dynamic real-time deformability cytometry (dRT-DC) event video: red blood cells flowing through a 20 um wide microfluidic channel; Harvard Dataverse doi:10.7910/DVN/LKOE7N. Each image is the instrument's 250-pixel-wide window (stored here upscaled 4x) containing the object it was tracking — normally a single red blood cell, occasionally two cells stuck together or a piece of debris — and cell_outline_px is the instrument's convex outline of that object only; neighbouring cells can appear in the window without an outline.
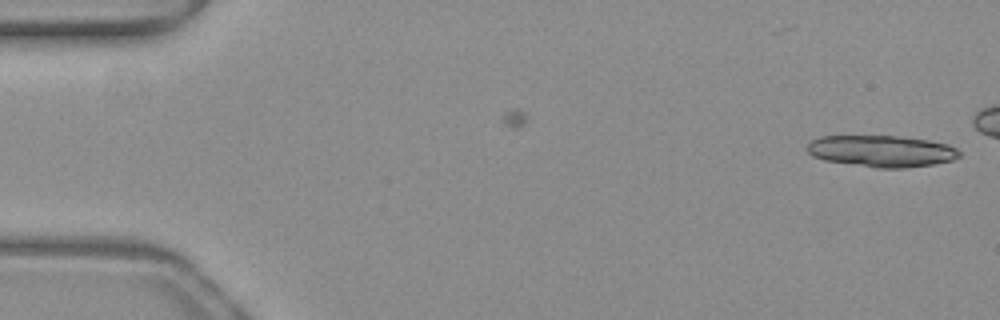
{"species": "common noctule bat (a hibernating species)", "species_latin": "Nyctalus noctula", "temperature_condition": "warm", "stored_images_in_passage": 26, "camera_frame_rate_fps": 3000, "um_per_image_px": 0.085, "animal": {"sex": "female", "body_mass_g": 19.3, "forearm_length_mm": 54.1}, "frame": {"image": 1, "passage_image": 1, "time_ms": 0.0, "image_size_px": [1000, 320], "cell_outline_px": [[960, 156], [952, 160], [932, 164], [904, 168], [876, 168], [824, 160], [812, 156], [804, 148], [812, 140], [820, 136], [896, 136], [928, 140], [948, 144], [956, 148], [960, 152]], "centroid_in_image_um": [74.9, 12.84], "position_along_channel_um": 10.1, "area_um2": 28.03}}
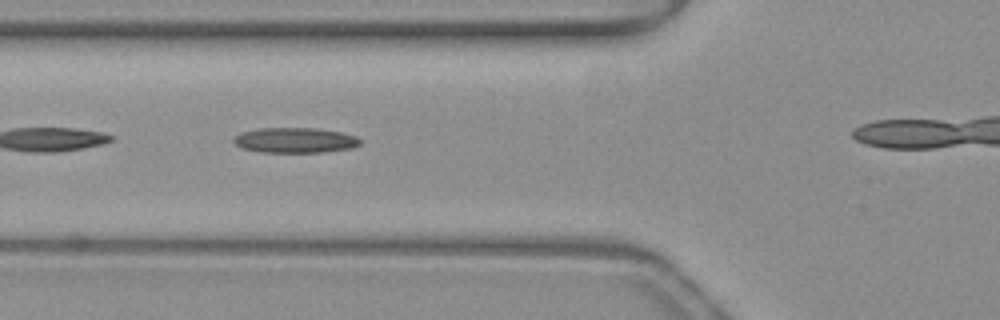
{"frame": {"image": 2, "passage_image": 19, "time_ms": 6.0, "image_size_px": [1000, 320], "cell_outline_px": [[360, 144], [352, 148], [324, 152], [260, 152], [240, 148], [232, 140], [232, 136], [240, 132], [260, 128], [312, 128], [340, 132], [356, 136], [360, 140]], "centroid_in_image_um": [25.02, 11.92], "position_along_channel_um": 100.8, "area_um2": 18.67}}